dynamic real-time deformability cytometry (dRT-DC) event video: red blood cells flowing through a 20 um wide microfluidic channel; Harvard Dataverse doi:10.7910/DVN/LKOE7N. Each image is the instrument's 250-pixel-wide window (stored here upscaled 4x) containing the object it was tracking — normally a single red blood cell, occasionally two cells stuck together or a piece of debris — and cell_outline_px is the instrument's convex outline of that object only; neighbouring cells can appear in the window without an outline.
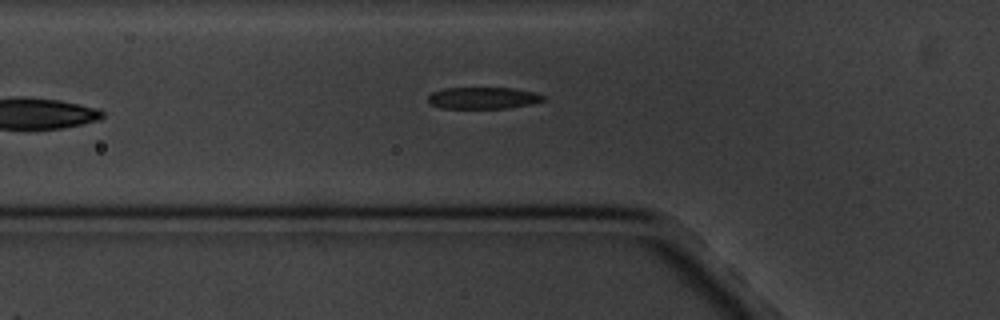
{"species": "common noctule bat (a hibernating species)", "species_latin": "Nyctalus noctula", "temperature_condition": "cold", "stored_images_in_passage": 7, "camera_frame_rate_fps": 3000, "um_per_image_px": 0.085, "animal": {"sex": "male", "body_mass_g": 20.1, "forearm_length_mm": 53.5}, "frame": {"image": 1, "passage_image": 6, "time_ms": 6.0, "image_size_px": [1000, 320], "cell_outline_px": [[544, 100], [532, 104], [508, 108], [440, 108], [428, 104], [428, 96], [432, 92], [444, 88], [512, 88], [536, 92], [544, 96]], "centroid_in_image_um": [41.04, 8.33], "position_along_channel_um": 84.8, "area_um2": 14.68}}
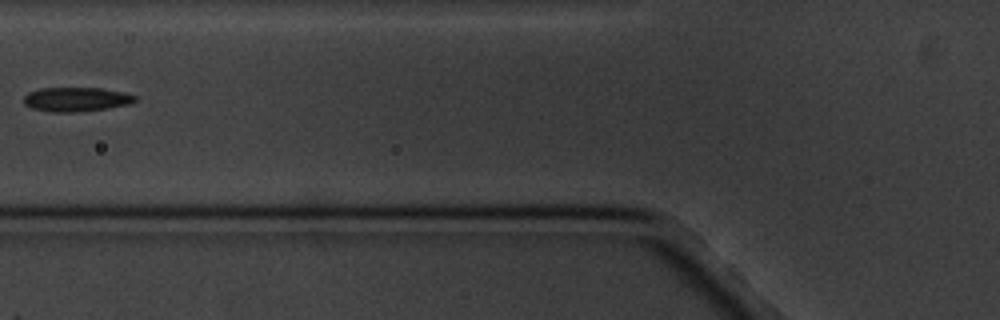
{"frame": {"image": 2, "passage_image": 7, "time_ms": 7.0, "image_size_px": [1000, 320], "cell_outline_px": [[136, 100], [132, 104], [108, 108], [76, 112], [52, 112], [32, 108], [24, 104], [24, 96], [28, 92], [40, 88], [100, 88], [124, 92], [136, 96]], "centroid_in_image_um": [6.49, 8.44], "position_along_channel_um": 119.3, "area_um2": 15.78}}